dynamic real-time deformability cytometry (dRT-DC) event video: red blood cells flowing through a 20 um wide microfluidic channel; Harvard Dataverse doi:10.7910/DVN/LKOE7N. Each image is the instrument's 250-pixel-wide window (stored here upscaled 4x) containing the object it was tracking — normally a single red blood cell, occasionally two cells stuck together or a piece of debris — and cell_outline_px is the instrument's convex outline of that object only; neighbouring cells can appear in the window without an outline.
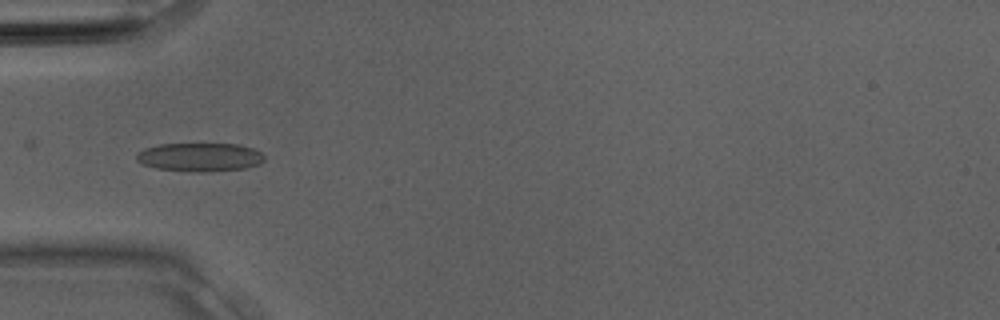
{"species": "Egyptian fruit bat (a non-hibernating species)", "species_latin": "Rousettus aegyptiacus", "temperature_condition": "room temperature", "stored_images_in_passage": 19, "camera_frame_rate_fps": 3000, "um_per_image_px": 0.085, "animal": {"sex": "male"}, "frame": {"image": 1, "passage_image": 11, "time_ms": 3.333, "image_size_px": [1000, 320], "cell_outline_px": [[264, 160], [260, 164], [244, 168], [204, 172], [188, 172], [156, 168], [144, 164], [136, 160], [136, 152], [144, 148], [160, 144], [240, 144], [252, 148], [260, 152], [264, 156]], "centroid_in_image_um": [16.96, 13.35], "position_along_channel_um": 68.0, "area_um2": 21.39}}